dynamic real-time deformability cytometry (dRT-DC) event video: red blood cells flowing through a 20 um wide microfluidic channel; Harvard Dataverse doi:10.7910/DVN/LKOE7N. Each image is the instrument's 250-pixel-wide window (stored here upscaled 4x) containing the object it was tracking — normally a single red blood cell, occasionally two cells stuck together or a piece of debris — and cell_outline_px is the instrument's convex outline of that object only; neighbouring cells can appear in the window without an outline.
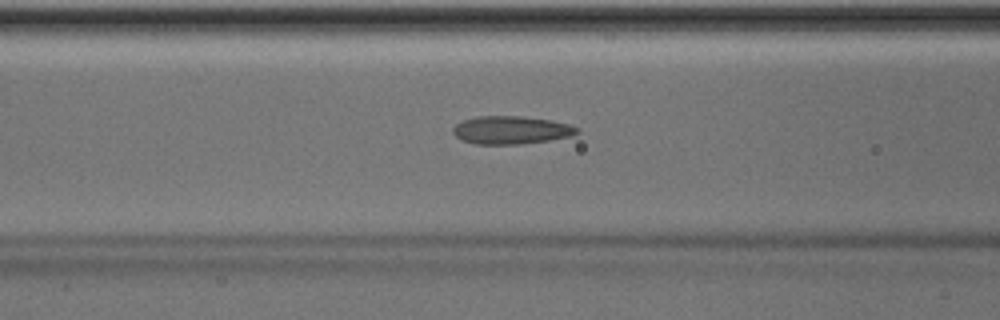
{"species": "Egyptian fruit bat (a non-hibernating species)", "species_latin": "Rousettus aegyptiacus", "temperature_condition": "room temperature", "stored_images_in_passage": 50, "camera_frame_rate_fps": 3000, "um_per_image_px": 0.085, "animal": {"sex": "male"}, "frame": {"image": 1, "passage_image": 20, "time_ms": 6.333, "image_size_px": [1000, 320], "cell_outline_px": [[580, 132], [572, 136], [548, 140], [520, 144], [476, 144], [464, 140], [456, 136], [452, 132], [452, 128], [456, 124], [464, 120], [476, 116], [520, 116], [552, 120], [568, 124], [576, 128]], "centroid_in_image_um": [43.44, 11.05], "position_along_channel_um": 123.2, "area_um2": 20.11}}
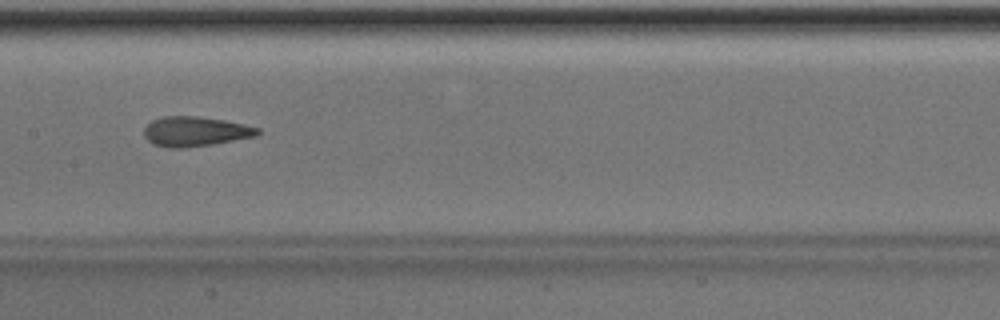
{"frame": {"image": 2, "passage_image": 25, "time_ms": 8.0, "image_size_px": [1000, 320], "cell_outline_px": [[260, 132], [256, 136], [212, 144], [188, 148], [168, 148], [152, 144], [144, 136], [144, 128], [152, 120], [164, 116], [196, 116], [224, 120], [244, 124], [260, 128]], "centroid_in_image_um": [16.58, 11.18], "position_along_channel_um": 190.8, "area_um2": 19.77}}
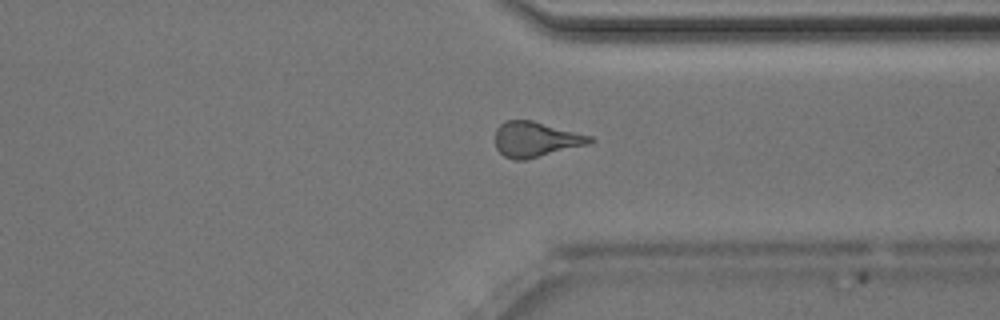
{"frame": {"image": 3, "passage_image": 38, "time_ms": 12.333, "image_size_px": [1000, 320], "cell_outline_px": [[596, 140], [588, 144], [524, 160], [516, 160], [504, 156], [496, 148], [496, 128], [500, 124], [508, 120], [532, 120], [592, 136]], "centroid_in_image_um": [45.54, 11.84], "position_along_channel_um": 365.9, "area_um2": 19.25}, "authors_computed_cell_mechanics": {"area_um2": 19.7098, "velocity_mm_per_s": 4.0503, "shape_relaxation_time_tau1_ms": 10.2041, "shape_relaxation_time_tau2_ms": 1.6702, "deformation_change_tau1": 0.212, "deformation_change_tau2": 0.0963}}